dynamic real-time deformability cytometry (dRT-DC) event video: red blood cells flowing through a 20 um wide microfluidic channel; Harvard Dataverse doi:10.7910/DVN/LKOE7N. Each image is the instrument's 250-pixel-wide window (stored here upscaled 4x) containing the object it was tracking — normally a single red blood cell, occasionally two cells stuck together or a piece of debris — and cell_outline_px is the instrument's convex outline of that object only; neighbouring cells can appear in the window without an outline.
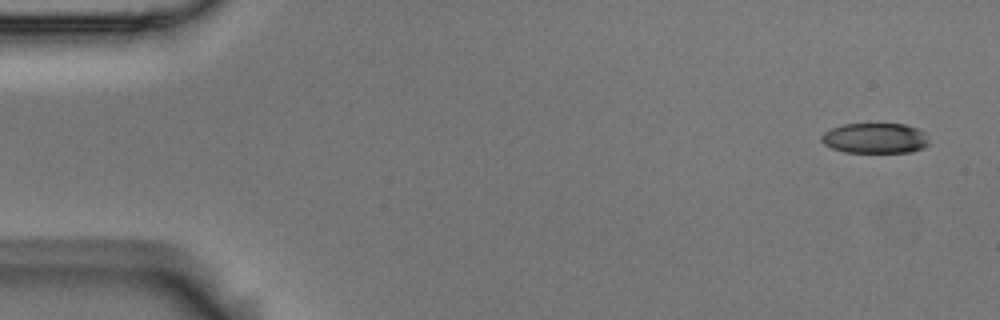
{"species": "Egyptian fruit bat (a non-hibernating species)", "species_latin": "Rousettus aegyptiacus", "temperature_condition": "room temperature", "stored_images_in_passage": 14, "camera_frame_rate_fps": 3000, "um_per_image_px": 0.085, "animal": {"sex": "male"}, "frame": {"image": 1, "passage_image": 1, "time_ms": 0.0, "image_size_px": [1000, 320], "cell_outline_px": [[928, 144], [924, 148], [912, 152], [844, 152], [832, 148], [824, 144], [820, 140], [820, 136], [824, 132], [840, 124], [904, 124], [916, 128], [924, 132], [928, 140]], "centroid_in_image_um": [74.36, 11.75], "position_along_channel_um": 10.6, "area_um2": 19.07}}
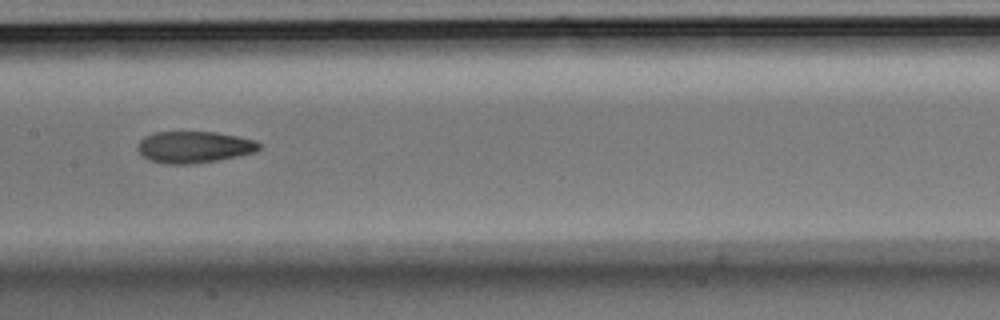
{"frame": {"image": 2, "passage_image": 7, "time_ms": 2.0, "image_size_px": [1000, 320], "cell_outline_px": [[260, 148], [256, 152], [216, 160], [192, 164], [164, 164], [148, 160], [136, 148], [140, 140], [144, 136], [152, 132], [216, 132], [256, 140], [260, 144]], "centroid_in_image_um": [16.47, 12.5], "position_along_channel_um": 190.9, "area_um2": 22.43}}
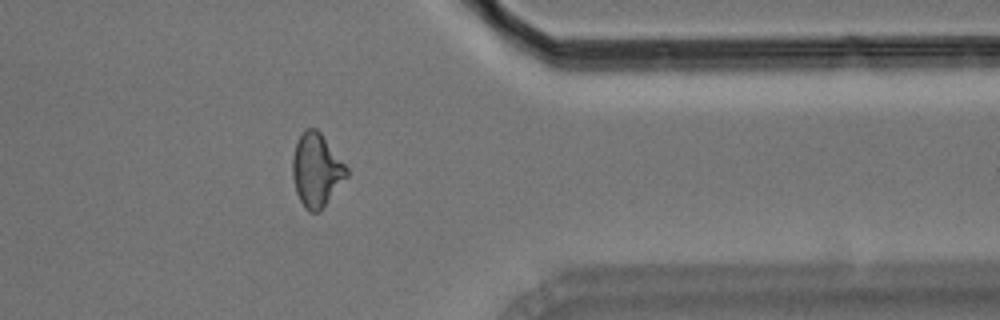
{"frame": {"image": 3, "passage_image": 12, "time_ms": 3.667, "image_size_px": [1000, 320], "cell_outline_px": [[348, 176], [320, 212], [312, 212], [304, 208], [296, 192], [292, 176], [292, 156], [296, 144], [304, 128], [316, 128], [320, 132], [348, 168]], "centroid_in_image_um": [26.89, 14.47], "position_along_channel_um": 384.5, "area_um2": 23.12}}